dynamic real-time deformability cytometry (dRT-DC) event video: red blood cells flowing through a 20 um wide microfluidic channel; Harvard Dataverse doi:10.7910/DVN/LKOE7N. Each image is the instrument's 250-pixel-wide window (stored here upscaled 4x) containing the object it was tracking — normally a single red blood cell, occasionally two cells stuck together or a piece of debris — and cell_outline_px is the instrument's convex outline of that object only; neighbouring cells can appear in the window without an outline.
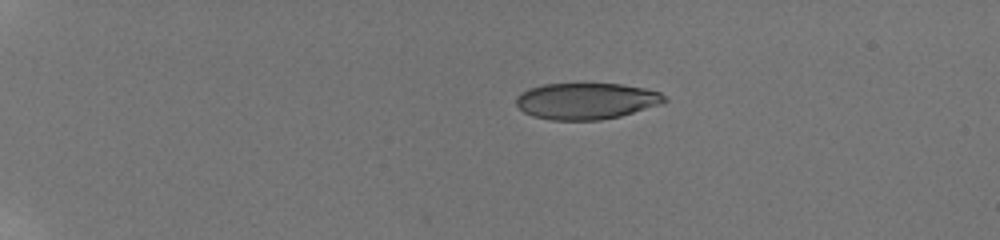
{"species": "human", "species_latin": "Homo sapiens", "temperature_condition": "room temperature", "stored_images_in_passage": 13, "camera_frame_rate_fps": 3000, "um_per_image_px": 0.085, "donor": {"sex": "male"}, "frame": {"image": 1, "passage_image": 1, "time_ms": 0.0, "image_size_px": [1000, 240], "cell_outline_px": [[668, 100], [664, 104], [620, 116], [600, 120], [552, 120], [532, 116], [524, 112], [516, 104], [516, 96], [520, 92], [528, 88], [544, 84], [624, 84], [644, 88], [660, 92]], "centroid_in_image_um": [49.85, 8.59], "position_along_channel_um": 35.2, "area_um2": 31.67}}
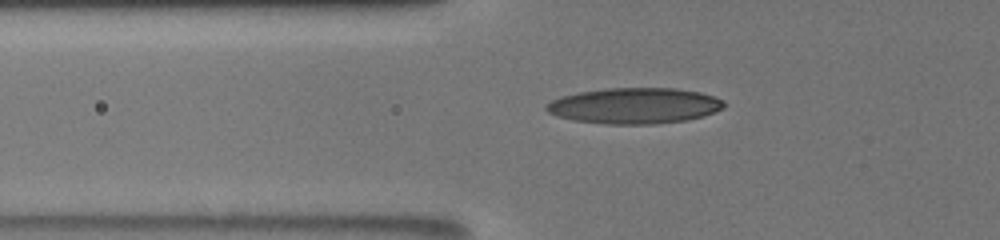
{"frame": {"image": 2, "passage_image": 9, "time_ms": 3.333, "image_size_px": [1000, 240], "cell_outline_px": [[724, 108], [704, 116], [684, 120], [656, 124], [608, 124], [572, 120], [556, 116], [548, 112], [544, 108], [552, 100], [560, 96], [580, 92], [604, 88], [676, 88], [700, 92], [724, 100]], "centroid_in_image_um": [53.92, 8.98], "position_along_channel_um": 71.9, "area_um2": 37.17}}
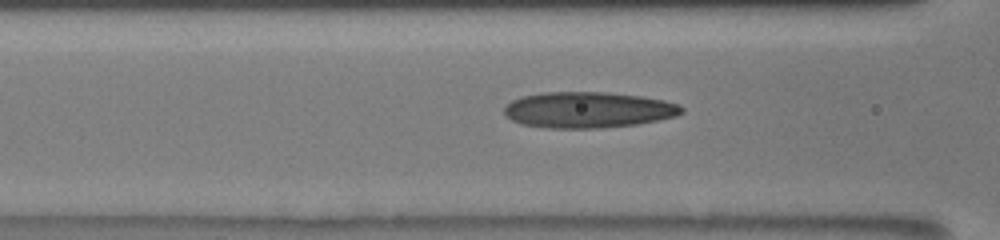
{"frame": {"image": 3, "passage_image": 12, "time_ms": 4.667, "image_size_px": [1000, 240], "cell_outline_px": [[684, 112], [676, 116], [636, 124], [600, 128], [548, 128], [520, 124], [512, 120], [504, 112], [504, 108], [512, 100], [524, 96], [544, 92], [608, 92], [640, 96], [664, 100], [680, 104], [684, 108]], "centroid_in_image_um": [50.01, 9.34], "position_along_channel_um": 116.6, "area_um2": 37.17}}